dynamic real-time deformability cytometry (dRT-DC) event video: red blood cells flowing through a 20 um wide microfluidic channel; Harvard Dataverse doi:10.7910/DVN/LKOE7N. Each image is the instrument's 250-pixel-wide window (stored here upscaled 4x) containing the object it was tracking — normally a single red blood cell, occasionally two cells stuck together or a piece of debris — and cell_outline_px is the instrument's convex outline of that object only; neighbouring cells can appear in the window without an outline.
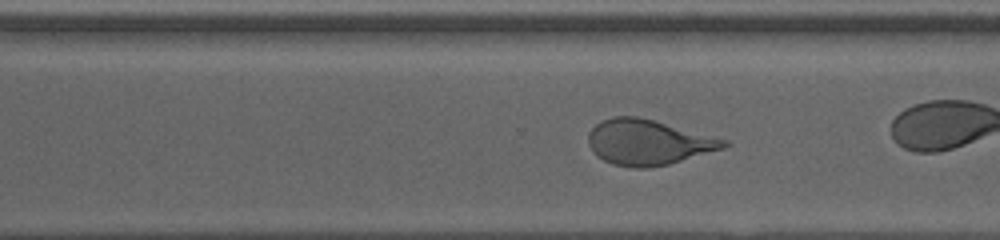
{"species": "human", "species_latin": "Homo sapiens", "temperature_condition": "cold", "stored_images_in_passage": 45, "camera_frame_rate_fps": 3000, "um_per_image_px": 0.085, "donor": {"sex": "male"}, "frame": {"image": 1, "passage_image": 39, "time_ms": 12.667, "image_size_px": [1000, 240], "cell_outline_px": [[732, 144], [724, 148], [668, 164], [644, 168], [632, 168], [612, 164], [596, 156], [592, 152], [588, 144], [588, 132], [600, 120], [616, 116], [636, 116], [652, 120], [728, 140]], "centroid_in_image_um": [55.06, 12.1], "position_along_channel_um": 315.5, "area_um2": 35.66}}